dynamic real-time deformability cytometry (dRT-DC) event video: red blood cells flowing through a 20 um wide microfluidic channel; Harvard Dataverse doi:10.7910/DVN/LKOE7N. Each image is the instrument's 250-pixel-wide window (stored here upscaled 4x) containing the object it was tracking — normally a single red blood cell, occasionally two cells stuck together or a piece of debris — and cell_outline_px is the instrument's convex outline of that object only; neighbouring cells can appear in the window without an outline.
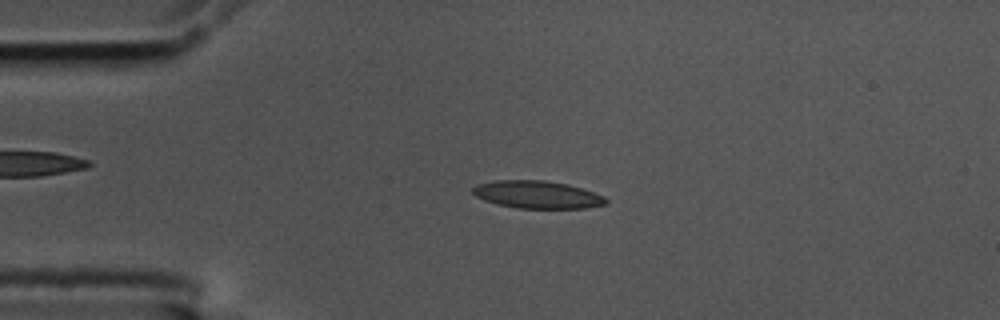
{"species": "common noctule bat (a hibernating species)", "species_latin": "Nyctalus noctula", "temperature_condition": "cold", "stored_images_in_passage": 55, "camera_frame_rate_fps": 3000, "um_per_image_px": 0.085, "animal": {"sex": "male", "body_mass_g": 17.5, "forearm_length_mm": 52.3}, "frame": {"image": 1, "passage_image": 12, "time_ms": 3.667, "image_size_px": [1000, 320], "cell_outline_px": [[608, 204], [584, 208], [516, 208], [496, 204], [484, 200], [476, 196], [472, 192], [472, 188], [476, 184], [496, 180], [544, 180], [568, 184], [604, 196], [608, 200]], "centroid_in_image_um": [45.64, 16.54], "position_along_channel_um": 39.4, "area_um2": 21.44}}
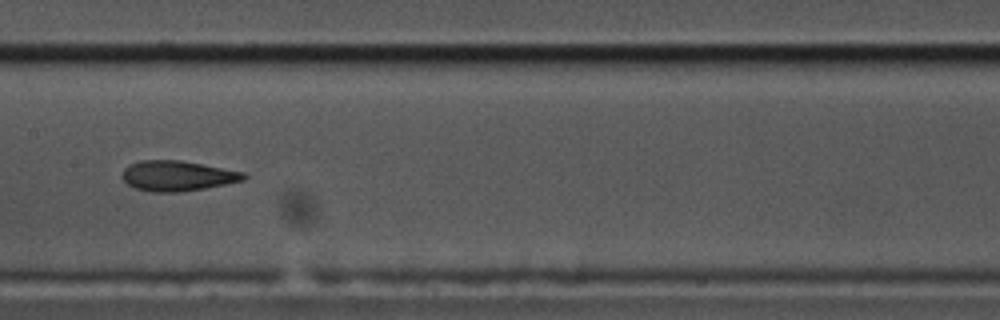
{"frame": {"image": 2, "passage_image": 27, "time_ms": 8.667, "image_size_px": [1000, 320], "cell_outline_px": [[248, 176], [244, 180], [204, 188], [180, 192], [152, 192], [136, 188], [128, 184], [120, 176], [124, 168], [128, 164], [140, 160], [180, 160], [244, 172]], "centroid_in_image_um": [15.04, 14.94], "position_along_channel_um": 192.4, "area_um2": 21.39}}
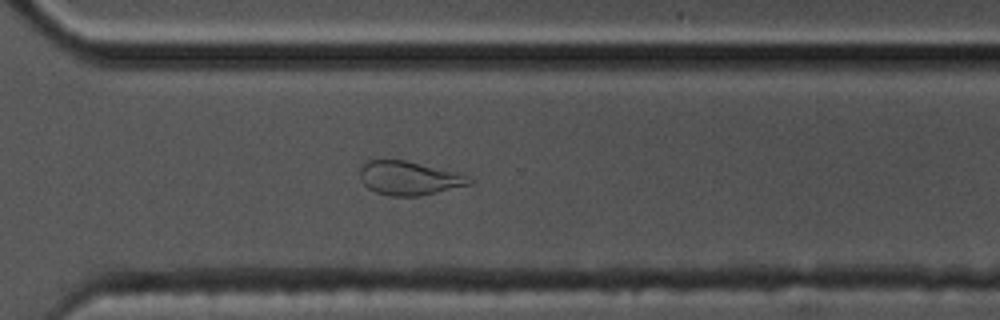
{"frame": {"image": 3, "passage_image": 39, "time_ms": 12.667, "image_size_px": [1000, 320], "cell_outline_px": [[476, 180], [472, 184], [420, 196], [388, 196], [376, 192], [368, 188], [360, 180], [360, 168], [368, 160], [404, 160], [456, 172], [468, 176]], "centroid_in_image_um": [34.79, 15.15], "position_along_channel_um": 335.8, "area_um2": 21.56}, "authors_computed_cell_mechanics": {"area_um2": 21.2126, "velocity_mm_per_s": 3.5881, "shape_relaxation_time_tau1_ms": 7.1341, "shape_relaxation_time_tau2_ms": 2.0878, "deformation_change_tau1": 0.2338, "deformation_change_tau2": 0.1061}}